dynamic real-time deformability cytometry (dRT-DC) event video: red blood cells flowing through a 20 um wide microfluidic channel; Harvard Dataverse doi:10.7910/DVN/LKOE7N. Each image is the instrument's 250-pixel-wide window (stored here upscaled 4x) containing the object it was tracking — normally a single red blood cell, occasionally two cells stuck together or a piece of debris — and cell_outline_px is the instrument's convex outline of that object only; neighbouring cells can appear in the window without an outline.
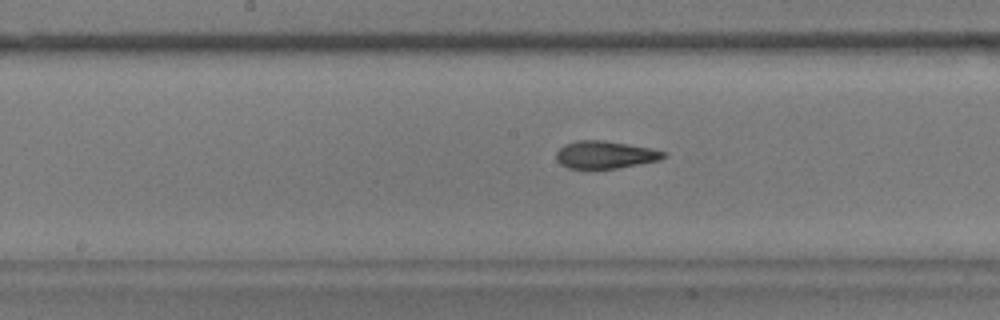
{"species": "common noctule bat (a hibernating species)", "species_latin": "Nyctalus noctula", "temperature_condition": "warm", "stored_images_in_passage": 53, "camera_frame_rate_fps": 3000, "um_per_image_px": 0.085, "animal": {"sex": "male", "body_mass_g": 17.9}, "frame": {"image": 1, "passage_image": 28, "time_ms": 9.0, "image_size_px": [1000, 320], "cell_outline_px": [[668, 152], [660, 160], [616, 168], [568, 168], [560, 164], [556, 160], [556, 152], [564, 144], [576, 140], [604, 140], [628, 144]], "centroid_in_image_um": [51.4, 13.14], "position_along_channel_um": 196.8, "area_um2": 17.11}}
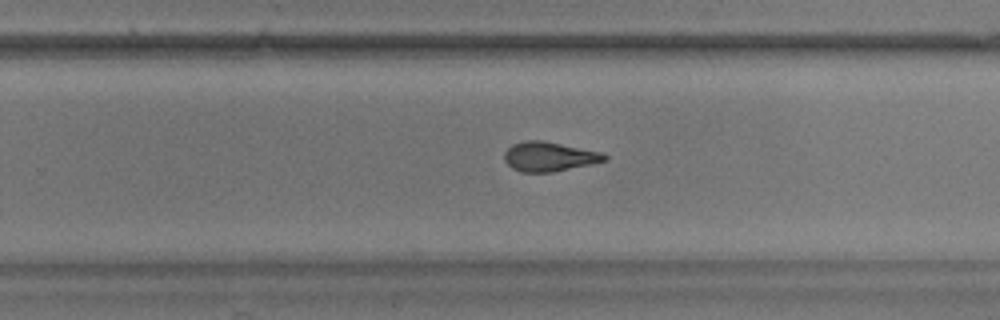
{"frame": {"image": 2, "passage_image": 35, "time_ms": 11.333, "image_size_px": [1000, 320], "cell_outline_px": [[608, 160], [592, 164], [552, 172], [520, 172], [512, 168], [504, 160], [504, 152], [512, 144], [524, 140], [544, 140], [604, 152], [608, 156]], "centroid_in_image_um": [46.71, 13.3], "position_along_channel_um": 283.1, "area_um2": 17.51}}
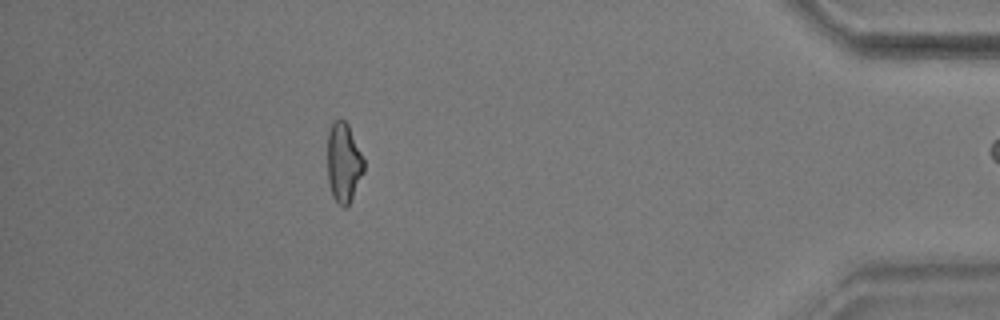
{"frame": {"image": 3, "passage_image": 49, "time_ms": 16.0, "image_size_px": [1000, 320], "cell_outline_px": [[364, 172], [348, 204], [344, 208], [332, 196], [328, 180], [328, 132], [332, 124], [340, 116], [348, 124], [364, 160]], "centroid_in_image_um": [29.2, 13.79], "position_along_channel_um": 406.0, "area_um2": 16.65}, "authors_computed_cell_mechanics": {"area_um2": 17.34, "velocity_mm_per_s": 3.7136, "shape_relaxation_time_tau1_ms": 3.7486, "shape_relaxation_time_tau2_ms": 2.0867, "deformation_change_tau1": 0.1387, "deformation_change_tau2": 0.0844}}